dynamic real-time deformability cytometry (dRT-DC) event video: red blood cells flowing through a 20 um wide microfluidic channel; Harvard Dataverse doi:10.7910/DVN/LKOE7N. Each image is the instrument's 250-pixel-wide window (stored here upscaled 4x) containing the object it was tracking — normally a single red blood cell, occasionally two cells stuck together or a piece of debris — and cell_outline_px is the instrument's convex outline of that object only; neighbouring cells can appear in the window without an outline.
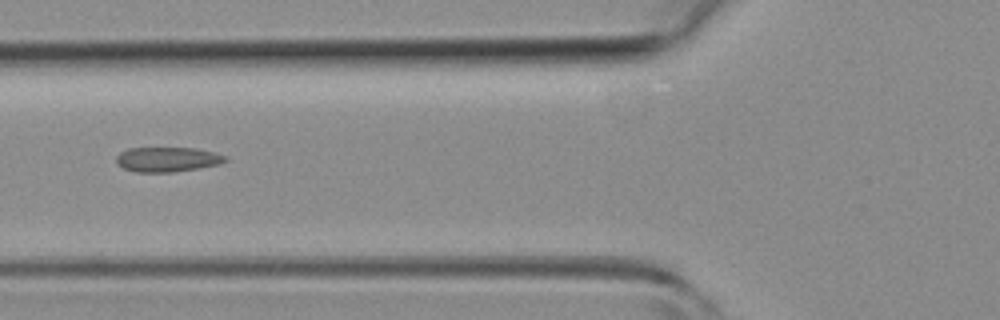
{"species": "common noctule bat (a hibernating species)", "species_latin": "Nyctalus noctula", "temperature_condition": "room temperature", "stored_images_in_passage": 4, "camera_frame_rate_fps": 3000, "um_per_image_px": 0.085, "animal": {"sex": "female", "body_mass_g": 19.3, "forearm_length_mm": 54.1}, "frame": {"image": 1, "passage_image": 4, "time_ms": 3.333, "image_size_px": [1000, 320], "cell_outline_px": [[228, 160], [220, 164], [200, 168], [172, 172], [136, 172], [124, 168], [116, 164], [116, 156], [120, 152], [128, 148], [196, 148], [228, 156]], "centroid_in_image_um": [14.23, 13.55], "position_along_channel_um": 111.6, "area_um2": 15.84}}